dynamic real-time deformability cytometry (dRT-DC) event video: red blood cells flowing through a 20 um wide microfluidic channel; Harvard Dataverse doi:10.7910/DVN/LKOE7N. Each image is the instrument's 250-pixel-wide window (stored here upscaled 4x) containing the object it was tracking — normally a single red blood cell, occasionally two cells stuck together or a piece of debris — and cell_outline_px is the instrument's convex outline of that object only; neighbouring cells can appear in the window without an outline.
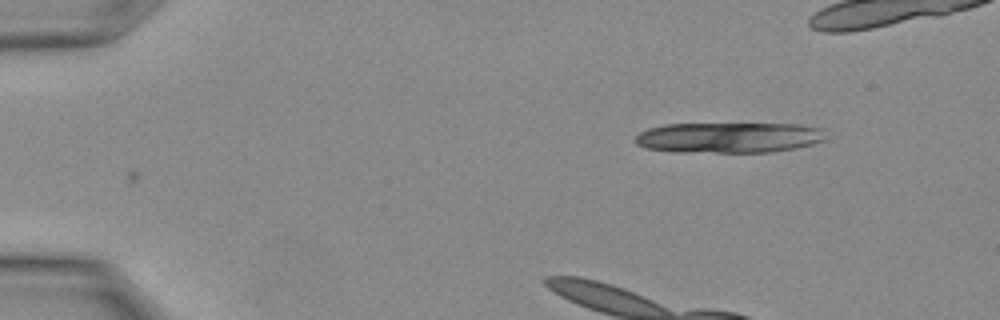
{"species": "Egyptian fruit bat (a non-hibernating species)", "species_latin": "Rousettus aegyptiacus", "temperature_condition": "warm", "stored_images_in_passage": 4, "camera_frame_rate_fps": 3000, "um_per_image_px": 0.085, "animal": {"sex": "female"}, "frame": {"image": 1, "passage_image": 4, "time_ms": 1.0, "image_size_px": [1000, 320], "cell_outline_px": [[828, 140], [796, 148], [772, 152], [676, 152], [644, 148], [636, 144], [636, 136], [640, 132], [648, 128], [664, 124], [800, 124], [820, 128]], "centroid_in_image_um": [61.96, 11.69], "position_along_channel_um": 23.0, "area_um2": 34.1}}